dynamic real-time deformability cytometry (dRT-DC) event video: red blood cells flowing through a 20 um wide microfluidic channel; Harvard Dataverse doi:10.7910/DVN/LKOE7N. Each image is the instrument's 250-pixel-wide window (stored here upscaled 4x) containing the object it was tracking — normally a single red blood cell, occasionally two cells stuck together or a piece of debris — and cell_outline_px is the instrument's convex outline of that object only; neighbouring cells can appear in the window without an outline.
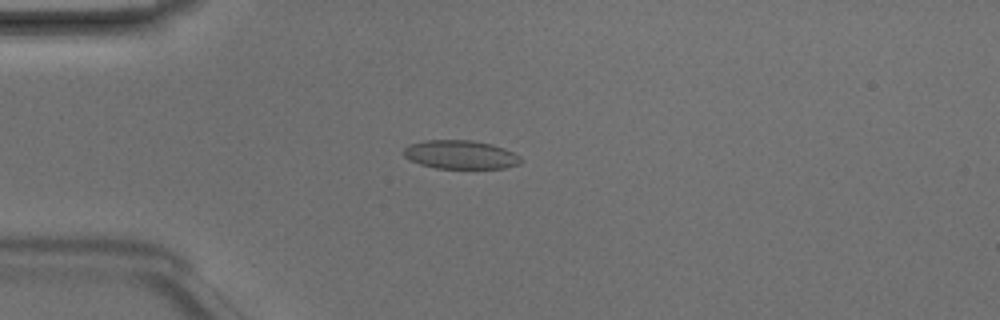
{"species": "Egyptian fruit bat (a non-hibernating species)", "species_latin": "Rousettus aegyptiacus", "temperature_condition": "room temperature", "stored_images_in_passage": 48, "camera_frame_rate_fps": 3000, "um_per_image_px": 0.085, "animal": {"sex": "male"}, "frame": {"image": 1, "passage_image": 13, "time_ms": 4.0, "image_size_px": [1000, 320], "cell_outline_px": [[520, 164], [504, 168], [436, 168], [420, 164], [408, 160], [400, 152], [408, 144], [424, 140], [472, 140], [492, 144], [504, 148], [520, 156]], "centroid_in_image_um": [39.08, 13.14], "position_along_channel_um": 45.9, "area_um2": 19.71}}
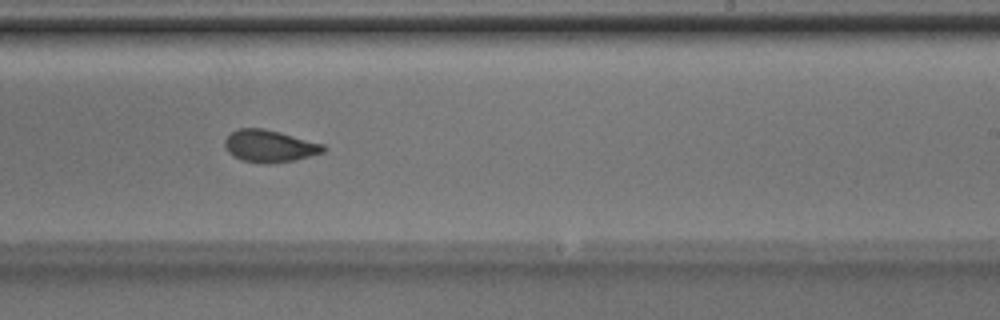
{"frame": {"image": 2, "passage_image": 30, "time_ms": 9.667, "image_size_px": [1000, 320], "cell_outline_px": [[328, 148], [324, 152], [292, 160], [240, 160], [232, 156], [228, 152], [224, 144], [224, 140], [232, 132], [240, 128], [264, 128], [280, 132], [324, 144]], "centroid_in_image_um": [22.91, 12.36], "position_along_channel_um": 266.1, "area_um2": 17.69}}
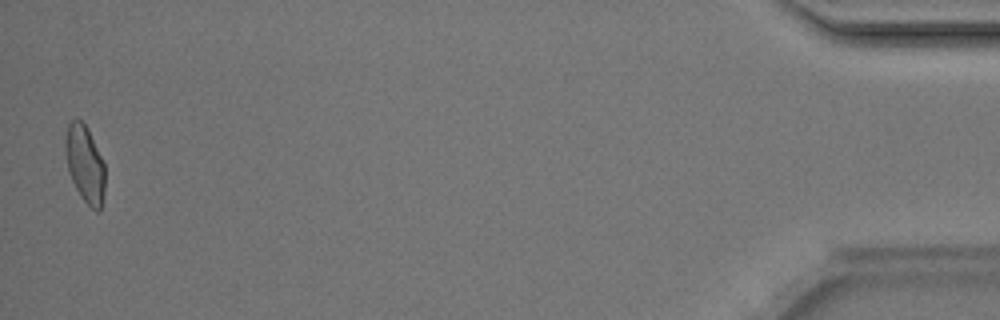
{"frame": {"image": 3, "passage_image": 48, "time_ms": 15.667, "image_size_px": [1000, 320], "cell_outline_px": [[104, 192], [100, 212], [96, 212], [80, 196], [68, 172], [64, 152], [64, 140], [68, 124], [76, 116], [84, 124], [104, 164]], "centroid_in_image_um": [7.18, 13.95], "position_along_channel_um": 428.0, "area_um2": 17.69}, "authors_computed_cell_mechanics": {"area_um2": 18.6694, "velocity_mm_per_s": 4.2091, "shape_relaxation_time_tau1_ms": 4.7475, "shape_relaxation_time_tau2_ms": 1.0643, "deformation_change_tau1": 0.1241, "deformation_change_tau2": 0.0486}}